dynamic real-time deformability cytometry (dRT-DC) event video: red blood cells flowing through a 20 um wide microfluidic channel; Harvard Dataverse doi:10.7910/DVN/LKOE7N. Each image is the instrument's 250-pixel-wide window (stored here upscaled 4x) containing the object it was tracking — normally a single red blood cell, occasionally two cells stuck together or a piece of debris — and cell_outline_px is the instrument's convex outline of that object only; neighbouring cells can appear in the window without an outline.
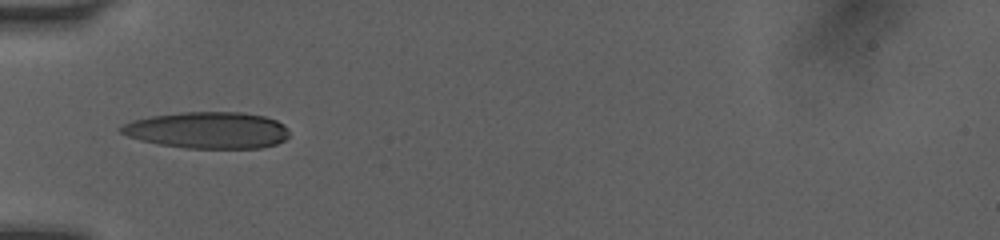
{"species": "human", "species_latin": "Homo sapiens", "temperature_condition": "room temperature", "stored_images_in_passage": 34, "camera_frame_rate_fps": 3000, "um_per_image_px": 0.085, "donor": {"sex": "female"}, "frame": {"image": 1, "passage_image": 1, "time_ms": 0.0, "image_size_px": [1000, 240], "cell_outline_px": [[288, 136], [284, 140], [276, 144], [260, 148], [188, 148], [160, 144], [140, 140], [128, 136], [120, 132], [116, 128], [132, 120], [152, 116], [180, 112], [244, 112], [264, 116], [276, 120], [284, 124], [288, 128]], "centroid_in_image_um": [17.66, 11.06], "position_along_channel_um": 67.3, "area_um2": 35.95}}
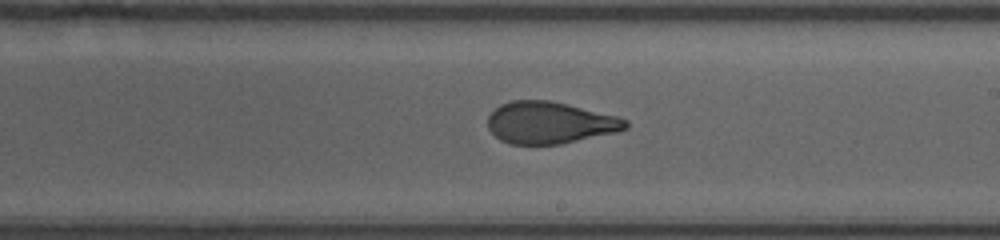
{"frame": {"image": 2, "passage_image": 14, "time_ms": 4.333, "image_size_px": [1000, 240], "cell_outline_px": [[628, 128], [616, 132], [560, 144], [508, 144], [500, 140], [488, 128], [488, 116], [500, 104], [512, 100], [548, 100], [568, 104], [616, 116], [628, 120]], "centroid_in_image_um": [46.72, 10.43], "position_along_channel_um": 242.3, "area_um2": 33.52}}
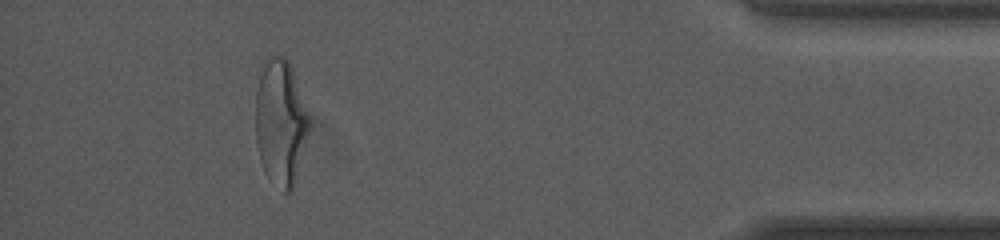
{"frame": {"image": 3, "passage_image": 30, "time_ms": 9.667, "image_size_px": [1000, 240], "cell_outline_px": [[308, 132], [292, 192], [284, 192], [264, 172], [260, 160], [256, 144], [256, 92], [260, 64], [268, 56], [284, 56], [288, 60], [292, 68], [308, 116]], "centroid_in_image_um": [23.8, 10.35], "position_along_channel_um": 411.4, "area_um2": 38.96}, "authors_computed_cell_mechanics": {"area_um2": 35.2869, "velocity_mm_per_s": 4.0773, "shape_relaxation_time_tau1_ms": 5.2311, "shape_relaxation_time_tau2_ms": 1.3294, "deformation_change_tau1": 0.2316, "deformation_change_tau2": 0.0871}}